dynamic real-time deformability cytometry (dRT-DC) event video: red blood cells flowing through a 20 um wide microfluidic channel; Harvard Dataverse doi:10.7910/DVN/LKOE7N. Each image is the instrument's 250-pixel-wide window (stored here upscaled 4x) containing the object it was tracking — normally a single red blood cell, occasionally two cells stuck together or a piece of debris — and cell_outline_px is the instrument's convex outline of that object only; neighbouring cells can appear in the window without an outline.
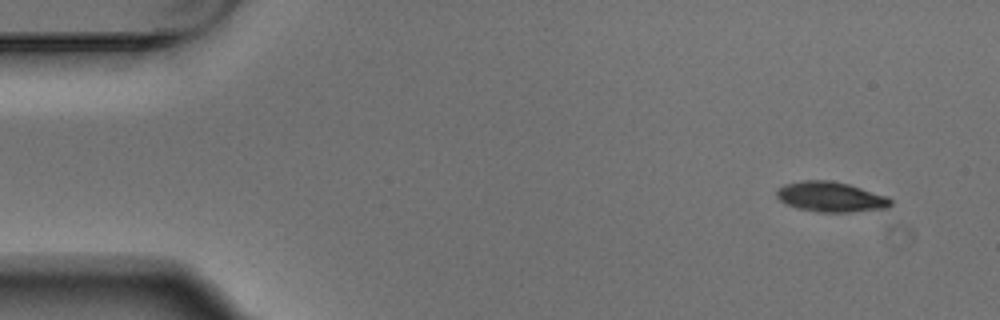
{"species": "Egyptian fruit bat (a non-hibernating species)", "species_latin": "Rousettus aegyptiacus", "temperature_condition": "warm", "stored_images_in_passage": 7, "camera_frame_rate_fps": 3000, "um_per_image_px": 0.085, "animal": {"sex": "male"}, "frame": {"image": 1, "passage_image": 1, "time_ms": 0.0, "image_size_px": [1000, 320], "cell_outline_px": [[892, 204], [888, 208], [848, 212], [820, 212], [796, 208], [784, 204], [776, 196], [776, 188], [784, 184], [804, 180], [832, 180], [848, 184], [888, 196], [892, 200]], "centroid_in_image_um": [70.59, 16.73], "position_along_channel_um": 14.4, "area_um2": 20.23}}
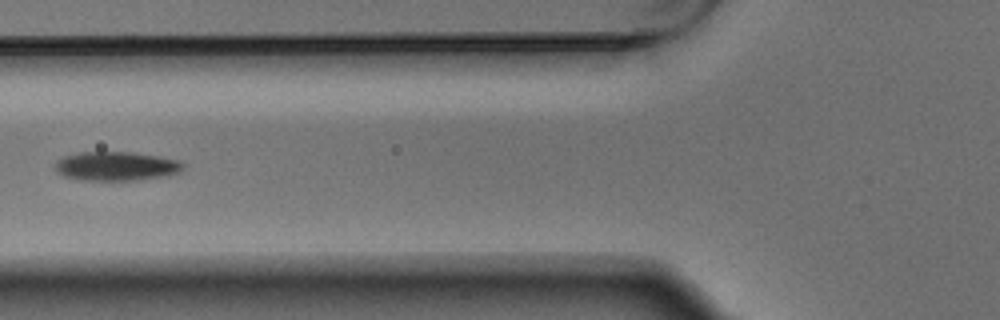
{"frame": {"image": 2, "passage_image": 5, "time_ms": 1.333, "image_size_px": [1000, 320], "cell_outline_px": [[184, 168], [180, 172], [168, 176], [140, 180], [76, 180], [64, 176], [56, 172], [56, 160], [64, 156], [80, 152], [132, 152], [156, 156], [176, 160], [184, 164]], "centroid_in_image_um": [9.87, 14.13], "position_along_channel_um": 115.9, "area_um2": 21.79}}
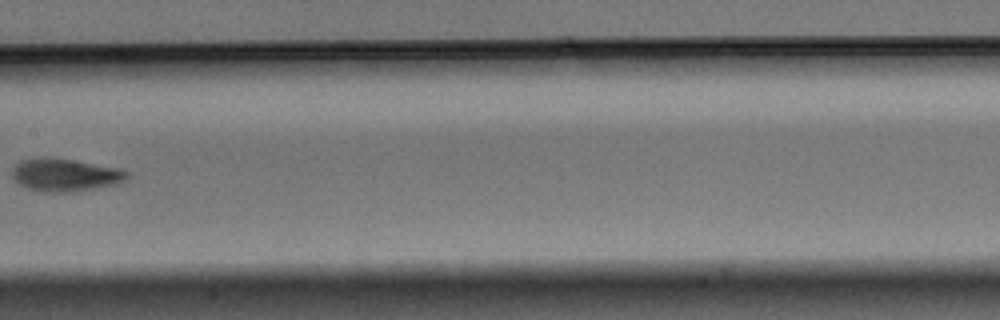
{"frame": {"image": 3, "passage_image": 7, "time_ms": 2.0, "image_size_px": [1000, 320], "cell_outline_px": [[128, 176], [124, 180], [116, 184], [76, 192], [40, 192], [28, 188], [20, 184], [12, 176], [12, 168], [20, 160], [48, 156], [120, 168], [128, 172]], "centroid_in_image_um": [5.52, 14.87], "position_along_channel_um": 201.9, "area_um2": 22.02}}